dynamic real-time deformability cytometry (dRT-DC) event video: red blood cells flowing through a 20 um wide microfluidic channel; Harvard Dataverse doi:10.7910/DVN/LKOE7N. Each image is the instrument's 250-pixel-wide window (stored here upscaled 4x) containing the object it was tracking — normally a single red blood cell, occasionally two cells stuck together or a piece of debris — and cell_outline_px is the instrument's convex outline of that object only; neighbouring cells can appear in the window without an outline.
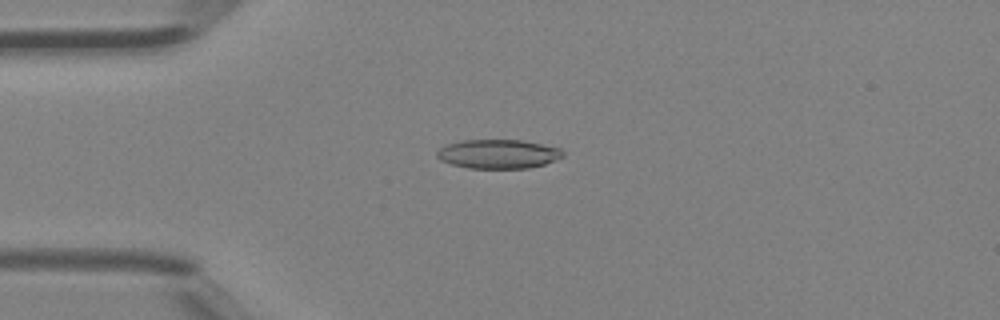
{"species": "Egyptian fruit bat (a non-hibernating species)", "species_latin": "Rousettus aegyptiacus", "temperature_condition": "room temperature", "stored_images_in_passage": 5, "camera_frame_rate_fps": 3000, "um_per_image_px": 0.085, "animal": {"sex": "female"}, "frame": {"image": 1, "passage_image": 4, "time_ms": 1.0, "image_size_px": [1000, 320], "cell_outline_px": [[564, 156], [544, 164], [528, 168], [468, 168], [452, 164], [440, 160], [436, 156], [436, 152], [444, 144], [464, 140], [524, 140], [560, 148], [564, 152]], "centroid_in_image_um": [42.33, 13.08], "position_along_channel_um": 42.7, "area_um2": 21.39}}